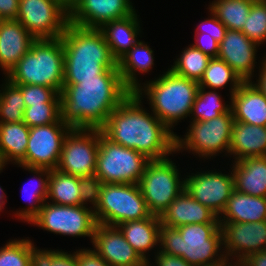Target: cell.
<instances>
[{
    "label": "cell",
    "mask_w": 266,
    "mask_h": 266,
    "mask_svg": "<svg viewBox=\"0 0 266 266\" xmlns=\"http://www.w3.org/2000/svg\"><path fill=\"white\" fill-rule=\"evenodd\" d=\"M138 16L135 11L130 16L110 21L99 29L117 62L139 41L137 36H140L142 29Z\"/></svg>",
    "instance_id": "603a6c76"
},
{
    "label": "cell",
    "mask_w": 266,
    "mask_h": 266,
    "mask_svg": "<svg viewBox=\"0 0 266 266\" xmlns=\"http://www.w3.org/2000/svg\"><path fill=\"white\" fill-rule=\"evenodd\" d=\"M64 46L63 84L98 79L108 70L118 68L99 29L83 28L69 23L61 36Z\"/></svg>",
    "instance_id": "3957f363"
},
{
    "label": "cell",
    "mask_w": 266,
    "mask_h": 266,
    "mask_svg": "<svg viewBox=\"0 0 266 266\" xmlns=\"http://www.w3.org/2000/svg\"><path fill=\"white\" fill-rule=\"evenodd\" d=\"M31 266H78L76 252L72 254L58 250H41L33 244L30 247Z\"/></svg>",
    "instance_id": "f35d334b"
},
{
    "label": "cell",
    "mask_w": 266,
    "mask_h": 266,
    "mask_svg": "<svg viewBox=\"0 0 266 266\" xmlns=\"http://www.w3.org/2000/svg\"><path fill=\"white\" fill-rule=\"evenodd\" d=\"M159 245V251L182 257L192 266L212 265L226 258L222 251L220 223L188 224L177 228L161 224Z\"/></svg>",
    "instance_id": "277c9868"
},
{
    "label": "cell",
    "mask_w": 266,
    "mask_h": 266,
    "mask_svg": "<svg viewBox=\"0 0 266 266\" xmlns=\"http://www.w3.org/2000/svg\"><path fill=\"white\" fill-rule=\"evenodd\" d=\"M24 168V170L30 171L34 173V175H37L35 178L37 179V182L34 185L31 183L32 189L28 187H24L21 193H24V197H28L29 206L27 208L25 207L22 210L16 211L14 215L18 217L19 220H22L24 222L29 223L41 210L44 203L47 201V195H48V178L50 175V169L46 168H29L25 166H20V168ZM35 180V179H34ZM31 181V180H30ZM28 183H26L27 185ZM27 188V189H26ZM34 188V189H33ZM30 190V191H29ZM26 200V199H25Z\"/></svg>",
    "instance_id": "4dcf8cb0"
},
{
    "label": "cell",
    "mask_w": 266,
    "mask_h": 266,
    "mask_svg": "<svg viewBox=\"0 0 266 266\" xmlns=\"http://www.w3.org/2000/svg\"><path fill=\"white\" fill-rule=\"evenodd\" d=\"M3 21H4V19L0 15V26H1V24H2Z\"/></svg>",
    "instance_id": "9f6ffc18"
},
{
    "label": "cell",
    "mask_w": 266,
    "mask_h": 266,
    "mask_svg": "<svg viewBox=\"0 0 266 266\" xmlns=\"http://www.w3.org/2000/svg\"><path fill=\"white\" fill-rule=\"evenodd\" d=\"M234 162L248 157L266 156V127L234 121L229 156Z\"/></svg>",
    "instance_id": "cb8c5ba5"
},
{
    "label": "cell",
    "mask_w": 266,
    "mask_h": 266,
    "mask_svg": "<svg viewBox=\"0 0 266 266\" xmlns=\"http://www.w3.org/2000/svg\"><path fill=\"white\" fill-rule=\"evenodd\" d=\"M234 266H242L240 263H236L234 264Z\"/></svg>",
    "instance_id": "6f0895ef"
},
{
    "label": "cell",
    "mask_w": 266,
    "mask_h": 266,
    "mask_svg": "<svg viewBox=\"0 0 266 266\" xmlns=\"http://www.w3.org/2000/svg\"><path fill=\"white\" fill-rule=\"evenodd\" d=\"M149 161L144 154L112 142L99 129L95 175L102 183L138 184Z\"/></svg>",
    "instance_id": "ba28073f"
},
{
    "label": "cell",
    "mask_w": 266,
    "mask_h": 266,
    "mask_svg": "<svg viewBox=\"0 0 266 266\" xmlns=\"http://www.w3.org/2000/svg\"><path fill=\"white\" fill-rule=\"evenodd\" d=\"M79 177L58 169L50 170L47 200L58 205H81Z\"/></svg>",
    "instance_id": "f546056e"
},
{
    "label": "cell",
    "mask_w": 266,
    "mask_h": 266,
    "mask_svg": "<svg viewBox=\"0 0 266 266\" xmlns=\"http://www.w3.org/2000/svg\"><path fill=\"white\" fill-rule=\"evenodd\" d=\"M150 262V260H144L143 262L135 266H151L152 264Z\"/></svg>",
    "instance_id": "db71d44e"
},
{
    "label": "cell",
    "mask_w": 266,
    "mask_h": 266,
    "mask_svg": "<svg viewBox=\"0 0 266 266\" xmlns=\"http://www.w3.org/2000/svg\"><path fill=\"white\" fill-rule=\"evenodd\" d=\"M226 258L240 263L247 256L266 250V221L253 223H220ZM226 251V252H225Z\"/></svg>",
    "instance_id": "e0dca14e"
},
{
    "label": "cell",
    "mask_w": 266,
    "mask_h": 266,
    "mask_svg": "<svg viewBox=\"0 0 266 266\" xmlns=\"http://www.w3.org/2000/svg\"><path fill=\"white\" fill-rule=\"evenodd\" d=\"M78 266H110L94 249H79L76 251Z\"/></svg>",
    "instance_id": "f6af8a7d"
},
{
    "label": "cell",
    "mask_w": 266,
    "mask_h": 266,
    "mask_svg": "<svg viewBox=\"0 0 266 266\" xmlns=\"http://www.w3.org/2000/svg\"><path fill=\"white\" fill-rule=\"evenodd\" d=\"M98 149L99 129L72 128L64 138L56 169L78 177L93 175Z\"/></svg>",
    "instance_id": "4fadbf2b"
},
{
    "label": "cell",
    "mask_w": 266,
    "mask_h": 266,
    "mask_svg": "<svg viewBox=\"0 0 266 266\" xmlns=\"http://www.w3.org/2000/svg\"><path fill=\"white\" fill-rule=\"evenodd\" d=\"M233 123L232 111L208 121H191L185 138L176 135L175 153L187 150L205 159L226 151L229 155Z\"/></svg>",
    "instance_id": "30bf717a"
},
{
    "label": "cell",
    "mask_w": 266,
    "mask_h": 266,
    "mask_svg": "<svg viewBox=\"0 0 266 266\" xmlns=\"http://www.w3.org/2000/svg\"><path fill=\"white\" fill-rule=\"evenodd\" d=\"M87 207L58 205L47 201L29 224L54 234L72 237L87 236L92 243L97 221L94 210Z\"/></svg>",
    "instance_id": "8fae6325"
},
{
    "label": "cell",
    "mask_w": 266,
    "mask_h": 266,
    "mask_svg": "<svg viewBox=\"0 0 266 266\" xmlns=\"http://www.w3.org/2000/svg\"><path fill=\"white\" fill-rule=\"evenodd\" d=\"M15 85L21 90L26 107L41 103H60V94L53 88L39 85Z\"/></svg>",
    "instance_id": "60d3db41"
},
{
    "label": "cell",
    "mask_w": 266,
    "mask_h": 266,
    "mask_svg": "<svg viewBox=\"0 0 266 266\" xmlns=\"http://www.w3.org/2000/svg\"><path fill=\"white\" fill-rule=\"evenodd\" d=\"M92 243L94 250L110 266H135L144 261L117 226L97 223Z\"/></svg>",
    "instance_id": "d6986e66"
},
{
    "label": "cell",
    "mask_w": 266,
    "mask_h": 266,
    "mask_svg": "<svg viewBox=\"0 0 266 266\" xmlns=\"http://www.w3.org/2000/svg\"><path fill=\"white\" fill-rule=\"evenodd\" d=\"M29 132L23 121L0 123V158L5 166L10 161L17 165L25 157Z\"/></svg>",
    "instance_id": "f1b7e54d"
},
{
    "label": "cell",
    "mask_w": 266,
    "mask_h": 266,
    "mask_svg": "<svg viewBox=\"0 0 266 266\" xmlns=\"http://www.w3.org/2000/svg\"><path fill=\"white\" fill-rule=\"evenodd\" d=\"M36 38L17 20H4L0 26V67L5 77L25 55Z\"/></svg>",
    "instance_id": "44dd1931"
},
{
    "label": "cell",
    "mask_w": 266,
    "mask_h": 266,
    "mask_svg": "<svg viewBox=\"0 0 266 266\" xmlns=\"http://www.w3.org/2000/svg\"><path fill=\"white\" fill-rule=\"evenodd\" d=\"M6 196V194L3 192V189H2V187L0 186V212L2 211V209L4 208L3 206H5V203H7L6 201H5V199L7 198V197H5Z\"/></svg>",
    "instance_id": "816d5d0a"
},
{
    "label": "cell",
    "mask_w": 266,
    "mask_h": 266,
    "mask_svg": "<svg viewBox=\"0 0 266 266\" xmlns=\"http://www.w3.org/2000/svg\"><path fill=\"white\" fill-rule=\"evenodd\" d=\"M71 129L72 127L61 119L57 123L31 127L26 155L17 165L56 169L64 138Z\"/></svg>",
    "instance_id": "5bb4252c"
},
{
    "label": "cell",
    "mask_w": 266,
    "mask_h": 266,
    "mask_svg": "<svg viewBox=\"0 0 266 266\" xmlns=\"http://www.w3.org/2000/svg\"><path fill=\"white\" fill-rule=\"evenodd\" d=\"M260 63H261V66H259L258 68L259 79H256L257 80L256 83H254V81L253 82L250 81V82L266 97V57H264V59Z\"/></svg>",
    "instance_id": "681fc988"
},
{
    "label": "cell",
    "mask_w": 266,
    "mask_h": 266,
    "mask_svg": "<svg viewBox=\"0 0 266 266\" xmlns=\"http://www.w3.org/2000/svg\"><path fill=\"white\" fill-rule=\"evenodd\" d=\"M94 214L97 223L109 226L141 220L152 215L139 185L125 183H103Z\"/></svg>",
    "instance_id": "52a82bcc"
},
{
    "label": "cell",
    "mask_w": 266,
    "mask_h": 266,
    "mask_svg": "<svg viewBox=\"0 0 266 266\" xmlns=\"http://www.w3.org/2000/svg\"><path fill=\"white\" fill-rule=\"evenodd\" d=\"M0 90V123H18L24 119L25 102L21 90L4 79Z\"/></svg>",
    "instance_id": "d590c367"
},
{
    "label": "cell",
    "mask_w": 266,
    "mask_h": 266,
    "mask_svg": "<svg viewBox=\"0 0 266 266\" xmlns=\"http://www.w3.org/2000/svg\"><path fill=\"white\" fill-rule=\"evenodd\" d=\"M12 84L39 85L59 94L64 81V46L61 38L36 39L6 76Z\"/></svg>",
    "instance_id": "8992f818"
},
{
    "label": "cell",
    "mask_w": 266,
    "mask_h": 266,
    "mask_svg": "<svg viewBox=\"0 0 266 266\" xmlns=\"http://www.w3.org/2000/svg\"><path fill=\"white\" fill-rule=\"evenodd\" d=\"M223 102L221 95L214 91H206V88L198 87L191 109L192 121H208L217 118L222 114L230 113L231 101L229 105Z\"/></svg>",
    "instance_id": "836d02e7"
},
{
    "label": "cell",
    "mask_w": 266,
    "mask_h": 266,
    "mask_svg": "<svg viewBox=\"0 0 266 266\" xmlns=\"http://www.w3.org/2000/svg\"><path fill=\"white\" fill-rule=\"evenodd\" d=\"M154 51L139 40L118 62V71L124 86L135 93L142 85L137 75L147 73L154 66ZM137 73V74H136Z\"/></svg>",
    "instance_id": "83f0119b"
},
{
    "label": "cell",
    "mask_w": 266,
    "mask_h": 266,
    "mask_svg": "<svg viewBox=\"0 0 266 266\" xmlns=\"http://www.w3.org/2000/svg\"><path fill=\"white\" fill-rule=\"evenodd\" d=\"M102 181L95 175L81 176L79 177V190L81 205L85 206L89 202L93 208L96 209L100 200V190Z\"/></svg>",
    "instance_id": "b9f144b4"
},
{
    "label": "cell",
    "mask_w": 266,
    "mask_h": 266,
    "mask_svg": "<svg viewBox=\"0 0 266 266\" xmlns=\"http://www.w3.org/2000/svg\"><path fill=\"white\" fill-rule=\"evenodd\" d=\"M231 169L236 191L266 198V156L244 158Z\"/></svg>",
    "instance_id": "d4e9b609"
},
{
    "label": "cell",
    "mask_w": 266,
    "mask_h": 266,
    "mask_svg": "<svg viewBox=\"0 0 266 266\" xmlns=\"http://www.w3.org/2000/svg\"><path fill=\"white\" fill-rule=\"evenodd\" d=\"M230 82L231 96L244 83L242 78L222 59L213 57L210 59L204 75L200 80L199 87L218 90L224 88Z\"/></svg>",
    "instance_id": "1f68e13d"
},
{
    "label": "cell",
    "mask_w": 266,
    "mask_h": 266,
    "mask_svg": "<svg viewBox=\"0 0 266 266\" xmlns=\"http://www.w3.org/2000/svg\"><path fill=\"white\" fill-rule=\"evenodd\" d=\"M220 223H253L266 221V198L233 191L218 217Z\"/></svg>",
    "instance_id": "484cf974"
},
{
    "label": "cell",
    "mask_w": 266,
    "mask_h": 266,
    "mask_svg": "<svg viewBox=\"0 0 266 266\" xmlns=\"http://www.w3.org/2000/svg\"><path fill=\"white\" fill-rule=\"evenodd\" d=\"M195 43L192 46L211 58L218 57L219 42L211 36H203V33H195Z\"/></svg>",
    "instance_id": "ee69618b"
},
{
    "label": "cell",
    "mask_w": 266,
    "mask_h": 266,
    "mask_svg": "<svg viewBox=\"0 0 266 266\" xmlns=\"http://www.w3.org/2000/svg\"><path fill=\"white\" fill-rule=\"evenodd\" d=\"M155 254L154 265L156 266H192L182 257L166 254L158 250Z\"/></svg>",
    "instance_id": "bcb514c9"
},
{
    "label": "cell",
    "mask_w": 266,
    "mask_h": 266,
    "mask_svg": "<svg viewBox=\"0 0 266 266\" xmlns=\"http://www.w3.org/2000/svg\"><path fill=\"white\" fill-rule=\"evenodd\" d=\"M159 218L162 225L173 228L188 224L220 223L214 212L191 197L185 189Z\"/></svg>",
    "instance_id": "ffe728a7"
},
{
    "label": "cell",
    "mask_w": 266,
    "mask_h": 266,
    "mask_svg": "<svg viewBox=\"0 0 266 266\" xmlns=\"http://www.w3.org/2000/svg\"><path fill=\"white\" fill-rule=\"evenodd\" d=\"M20 0H0V15L4 20H16Z\"/></svg>",
    "instance_id": "7dc6e473"
},
{
    "label": "cell",
    "mask_w": 266,
    "mask_h": 266,
    "mask_svg": "<svg viewBox=\"0 0 266 266\" xmlns=\"http://www.w3.org/2000/svg\"><path fill=\"white\" fill-rule=\"evenodd\" d=\"M240 264L242 266H266V250L250 254Z\"/></svg>",
    "instance_id": "c3c4849f"
},
{
    "label": "cell",
    "mask_w": 266,
    "mask_h": 266,
    "mask_svg": "<svg viewBox=\"0 0 266 266\" xmlns=\"http://www.w3.org/2000/svg\"><path fill=\"white\" fill-rule=\"evenodd\" d=\"M207 170L188 175L185 180V191L209 208L218 217L223 212L228 199L231 197L234 186V177L232 171L224 174L221 171ZM230 174V175H229Z\"/></svg>",
    "instance_id": "9a60e30c"
},
{
    "label": "cell",
    "mask_w": 266,
    "mask_h": 266,
    "mask_svg": "<svg viewBox=\"0 0 266 266\" xmlns=\"http://www.w3.org/2000/svg\"><path fill=\"white\" fill-rule=\"evenodd\" d=\"M30 239L9 240L5 246L0 247V266H31Z\"/></svg>",
    "instance_id": "74e56055"
},
{
    "label": "cell",
    "mask_w": 266,
    "mask_h": 266,
    "mask_svg": "<svg viewBox=\"0 0 266 266\" xmlns=\"http://www.w3.org/2000/svg\"><path fill=\"white\" fill-rule=\"evenodd\" d=\"M135 12L130 0H73L69 22L73 25L100 29L104 24Z\"/></svg>",
    "instance_id": "2e32d148"
},
{
    "label": "cell",
    "mask_w": 266,
    "mask_h": 266,
    "mask_svg": "<svg viewBox=\"0 0 266 266\" xmlns=\"http://www.w3.org/2000/svg\"><path fill=\"white\" fill-rule=\"evenodd\" d=\"M142 99L131 93L114 109L102 133L112 142L144 154L149 160H162L176 152V135L153 113L142 107Z\"/></svg>",
    "instance_id": "6da1fadb"
},
{
    "label": "cell",
    "mask_w": 266,
    "mask_h": 266,
    "mask_svg": "<svg viewBox=\"0 0 266 266\" xmlns=\"http://www.w3.org/2000/svg\"><path fill=\"white\" fill-rule=\"evenodd\" d=\"M36 39L61 38L69 22V8L58 0H20L16 18Z\"/></svg>",
    "instance_id": "7c38bea8"
},
{
    "label": "cell",
    "mask_w": 266,
    "mask_h": 266,
    "mask_svg": "<svg viewBox=\"0 0 266 266\" xmlns=\"http://www.w3.org/2000/svg\"><path fill=\"white\" fill-rule=\"evenodd\" d=\"M157 79L142 83L135 93L150 101L151 113L171 131L177 123L191 117V109L199 87L198 82L173 73L170 69ZM145 95V96H143Z\"/></svg>",
    "instance_id": "5b68a950"
},
{
    "label": "cell",
    "mask_w": 266,
    "mask_h": 266,
    "mask_svg": "<svg viewBox=\"0 0 266 266\" xmlns=\"http://www.w3.org/2000/svg\"><path fill=\"white\" fill-rule=\"evenodd\" d=\"M62 3H64L68 8L71 7V4L73 3V0H58Z\"/></svg>",
    "instance_id": "f5cc1de1"
},
{
    "label": "cell",
    "mask_w": 266,
    "mask_h": 266,
    "mask_svg": "<svg viewBox=\"0 0 266 266\" xmlns=\"http://www.w3.org/2000/svg\"><path fill=\"white\" fill-rule=\"evenodd\" d=\"M177 60L174 61L172 67L169 68L173 73L188 78L190 80L200 82L202 79L205 69L211 57L202 51L189 45L183 51Z\"/></svg>",
    "instance_id": "e575fe53"
},
{
    "label": "cell",
    "mask_w": 266,
    "mask_h": 266,
    "mask_svg": "<svg viewBox=\"0 0 266 266\" xmlns=\"http://www.w3.org/2000/svg\"><path fill=\"white\" fill-rule=\"evenodd\" d=\"M4 166H5V165L2 163V160H1V158H0V173L2 172Z\"/></svg>",
    "instance_id": "11a10c76"
},
{
    "label": "cell",
    "mask_w": 266,
    "mask_h": 266,
    "mask_svg": "<svg viewBox=\"0 0 266 266\" xmlns=\"http://www.w3.org/2000/svg\"><path fill=\"white\" fill-rule=\"evenodd\" d=\"M60 119V103H41L25 108L23 122L31 128L57 123Z\"/></svg>",
    "instance_id": "ab89813d"
},
{
    "label": "cell",
    "mask_w": 266,
    "mask_h": 266,
    "mask_svg": "<svg viewBox=\"0 0 266 266\" xmlns=\"http://www.w3.org/2000/svg\"><path fill=\"white\" fill-rule=\"evenodd\" d=\"M257 46L242 31L227 29L219 43L218 58L225 61L244 82L252 81L257 63Z\"/></svg>",
    "instance_id": "ac0fdd59"
},
{
    "label": "cell",
    "mask_w": 266,
    "mask_h": 266,
    "mask_svg": "<svg viewBox=\"0 0 266 266\" xmlns=\"http://www.w3.org/2000/svg\"><path fill=\"white\" fill-rule=\"evenodd\" d=\"M242 32L259 46L266 42V0H255L252 3Z\"/></svg>",
    "instance_id": "8d00e7d4"
},
{
    "label": "cell",
    "mask_w": 266,
    "mask_h": 266,
    "mask_svg": "<svg viewBox=\"0 0 266 266\" xmlns=\"http://www.w3.org/2000/svg\"><path fill=\"white\" fill-rule=\"evenodd\" d=\"M210 17L198 24L196 33H203V36H211L217 42H221L227 30L226 26L209 10Z\"/></svg>",
    "instance_id": "7bdbcfd3"
},
{
    "label": "cell",
    "mask_w": 266,
    "mask_h": 266,
    "mask_svg": "<svg viewBox=\"0 0 266 266\" xmlns=\"http://www.w3.org/2000/svg\"><path fill=\"white\" fill-rule=\"evenodd\" d=\"M255 0H214L208 9L229 30L242 31Z\"/></svg>",
    "instance_id": "d6a6232c"
},
{
    "label": "cell",
    "mask_w": 266,
    "mask_h": 266,
    "mask_svg": "<svg viewBox=\"0 0 266 266\" xmlns=\"http://www.w3.org/2000/svg\"><path fill=\"white\" fill-rule=\"evenodd\" d=\"M179 173V168L169 157L150 160L146 165L138 185L152 215L160 217L184 190L185 180Z\"/></svg>",
    "instance_id": "9c48e42d"
},
{
    "label": "cell",
    "mask_w": 266,
    "mask_h": 266,
    "mask_svg": "<svg viewBox=\"0 0 266 266\" xmlns=\"http://www.w3.org/2000/svg\"><path fill=\"white\" fill-rule=\"evenodd\" d=\"M229 260H231V259L224 258L223 260H221L218 263H215V264H212V265H205V266H234L233 264H236V262L233 261V263H232V260H231V262Z\"/></svg>",
    "instance_id": "f907efd6"
},
{
    "label": "cell",
    "mask_w": 266,
    "mask_h": 266,
    "mask_svg": "<svg viewBox=\"0 0 266 266\" xmlns=\"http://www.w3.org/2000/svg\"><path fill=\"white\" fill-rule=\"evenodd\" d=\"M130 94L118 68L108 70L98 79L63 84L60 93L61 120L72 128L101 129L110 113Z\"/></svg>",
    "instance_id": "7a4b0ae2"
},
{
    "label": "cell",
    "mask_w": 266,
    "mask_h": 266,
    "mask_svg": "<svg viewBox=\"0 0 266 266\" xmlns=\"http://www.w3.org/2000/svg\"><path fill=\"white\" fill-rule=\"evenodd\" d=\"M234 121L266 127V97L250 82L231 96Z\"/></svg>",
    "instance_id": "7402d4cb"
},
{
    "label": "cell",
    "mask_w": 266,
    "mask_h": 266,
    "mask_svg": "<svg viewBox=\"0 0 266 266\" xmlns=\"http://www.w3.org/2000/svg\"><path fill=\"white\" fill-rule=\"evenodd\" d=\"M160 218L151 215L141 220H133L117 225L126 241L143 260H149L146 254L159 245ZM156 246V247H155Z\"/></svg>",
    "instance_id": "4316f807"
}]
</instances>
